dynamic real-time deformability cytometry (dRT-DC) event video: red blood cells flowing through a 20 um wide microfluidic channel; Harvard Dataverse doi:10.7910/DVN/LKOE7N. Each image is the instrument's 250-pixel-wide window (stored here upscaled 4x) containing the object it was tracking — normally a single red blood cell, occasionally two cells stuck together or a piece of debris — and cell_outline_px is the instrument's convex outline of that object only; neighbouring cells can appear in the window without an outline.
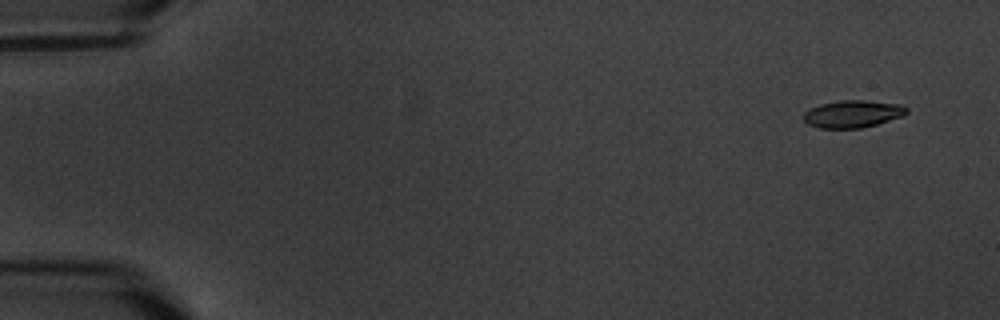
{"species": "common noctule bat (a hibernating species)", "species_latin": "Nyctalus noctula", "temperature_condition": "warm", "stored_images_in_passage": 4, "camera_frame_rate_fps": 3000, "um_per_image_px": 0.085, "animal": {"sex": "male", "body_mass_g": 20.1, "forearm_length_mm": 53.5}, "frame": {"image": 1, "passage_image": 1, "time_ms": 0.0, "image_size_px": [1000, 320], "cell_outline_px": [[908, 112], [904, 116], [876, 124], [860, 128], [820, 128], [808, 124], [804, 120], [804, 112], [820, 104], [840, 100], [864, 100], [904, 104], [908, 108]], "centroid_in_image_um": [72.53, 9.67], "position_along_channel_um": 12.5, "area_um2": 16.47}}
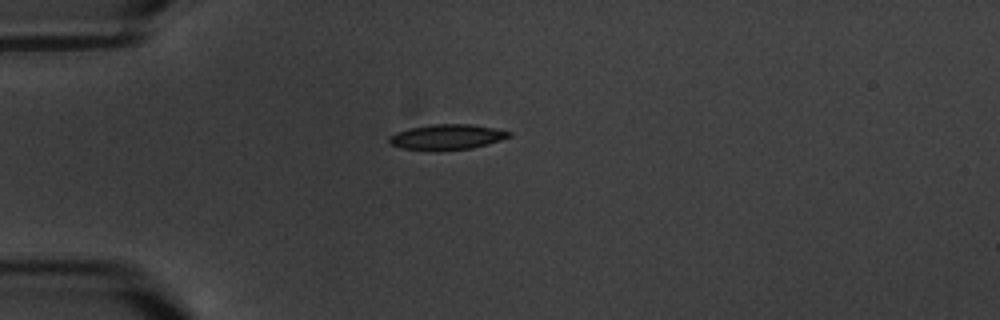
{"frame": {"image": 2, "passage_image": 4, "time_ms": 4.333, "image_size_px": [1000, 320], "cell_outline_px": [[512, 136], [500, 140], [472, 148], [436, 152], [432, 152], [400, 148], [388, 144], [388, 136], [396, 132], [412, 128], [432, 124], [468, 124], [492, 128], [512, 132]], "centroid_in_image_um": [37.92, 11.67], "position_along_channel_um": 47.1, "area_um2": 17.98}}